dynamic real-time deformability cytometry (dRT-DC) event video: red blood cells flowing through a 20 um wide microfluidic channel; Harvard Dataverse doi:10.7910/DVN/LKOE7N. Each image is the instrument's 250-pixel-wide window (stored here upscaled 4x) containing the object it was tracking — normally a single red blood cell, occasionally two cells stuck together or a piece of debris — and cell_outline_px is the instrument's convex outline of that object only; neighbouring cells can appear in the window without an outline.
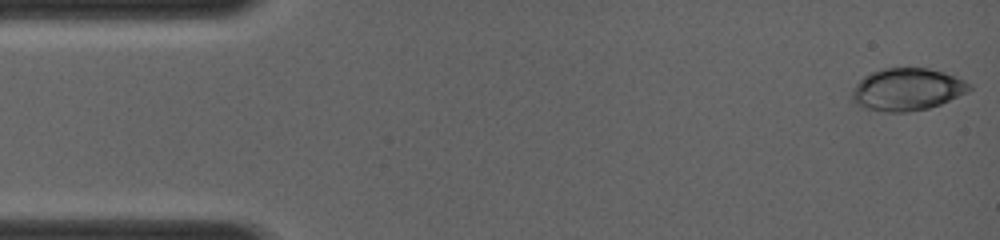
{"species": "common noctule bat (a hibernating species)", "species_latin": "Nyctalus noctula", "temperature_condition": "room temperature", "stored_images_in_passage": 48, "camera_frame_rate_fps": 4000, "um_per_image_px": 0.085, "animal": {"sex": "female", "body_mass_g": 19.0, "forearm_length_mm": 56.7}, "frame": {"image": 1, "passage_image": 1, "time_ms": 0.0, "image_size_px": [1000, 240], "cell_outline_px": [[972, 88], [968, 92], [940, 104], [928, 108], [908, 112], [884, 112], [864, 108], [852, 100], [852, 92], [856, 84], [864, 76], [872, 72], [888, 68], [928, 68], [964, 80], [972, 84]], "centroid_in_image_um": [77.1, 7.61], "position_along_channel_um": 7.9, "area_um2": 28.67}}
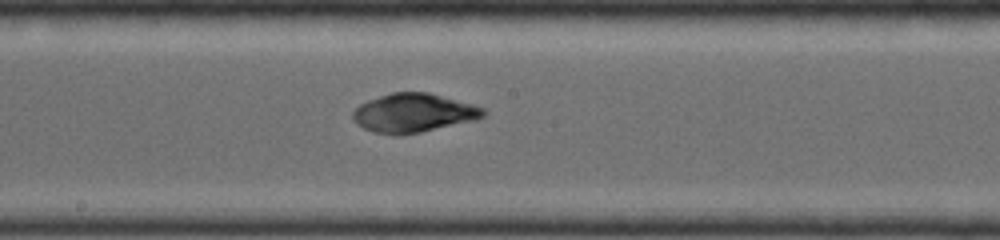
{"frame": {"image": 2, "passage_image": 28, "time_ms": 6.75, "image_size_px": [1000, 240], "cell_outline_px": [[484, 116], [472, 120], [420, 132], [396, 136], [372, 132], [356, 124], [352, 116], [352, 112], [360, 104], [368, 100], [392, 92], [428, 92], [484, 108]], "centroid_in_image_um": [35.07, 9.61], "position_along_channel_um": 213.1, "area_um2": 29.13}}
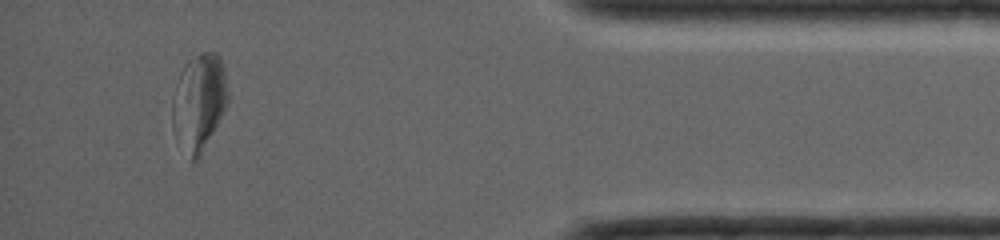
{"frame": {"image": 3, "passage_image": 48, "time_ms": 11.75, "image_size_px": [1000, 240], "cell_outline_px": [[228, 104], [200, 156], [196, 160], [192, 160], [176, 144], [172, 132], [172, 100], [176, 84], [180, 72], [184, 64], [192, 56], [200, 52], [216, 52], [220, 56], [224, 68], [228, 92]], "centroid_in_image_um": [16.89, 8.69], "position_along_channel_um": 418.3, "area_um2": 31.91}}